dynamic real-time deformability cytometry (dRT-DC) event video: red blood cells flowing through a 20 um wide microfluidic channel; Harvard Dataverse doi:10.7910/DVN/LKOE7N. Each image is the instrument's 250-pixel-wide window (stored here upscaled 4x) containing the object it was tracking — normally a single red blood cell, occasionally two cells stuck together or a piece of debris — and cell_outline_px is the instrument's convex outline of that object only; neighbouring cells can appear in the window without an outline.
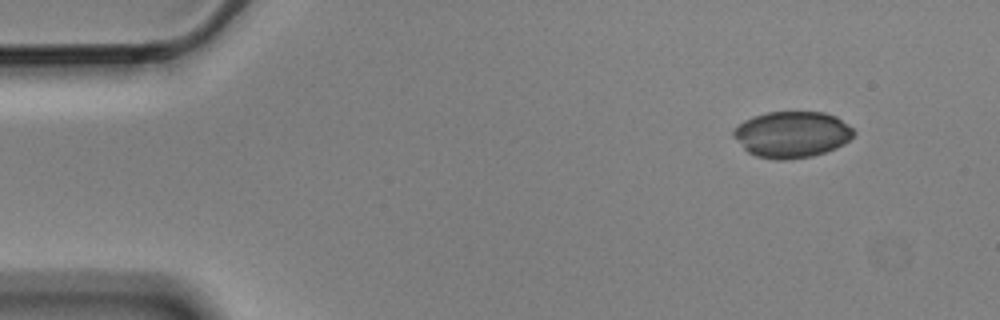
{"species": "Egyptian fruit bat (a non-hibernating species)", "species_latin": "Rousettus aegyptiacus", "temperature_condition": "cold", "stored_images_in_passage": 4, "camera_frame_rate_fps": 3000, "um_per_image_px": 0.085, "animal": {"sex": "male"}, "frame": {"image": 1, "passage_image": 4, "time_ms": 1.0, "image_size_px": [1000, 320], "cell_outline_px": [[856, 132], [844, 144], [836, 148], [812, 156], [780, 160], [776, 160], [756, 156], [748, 152], [732, 136], [732, 132], [744, 120], [752, 116], [768, 112], [824, 112], [836, 116], [852, 128]], "centroid_in_image_um": [67.3, 11.42], "position_along_channel_um": 17.7, "area_um2": 32.31}}